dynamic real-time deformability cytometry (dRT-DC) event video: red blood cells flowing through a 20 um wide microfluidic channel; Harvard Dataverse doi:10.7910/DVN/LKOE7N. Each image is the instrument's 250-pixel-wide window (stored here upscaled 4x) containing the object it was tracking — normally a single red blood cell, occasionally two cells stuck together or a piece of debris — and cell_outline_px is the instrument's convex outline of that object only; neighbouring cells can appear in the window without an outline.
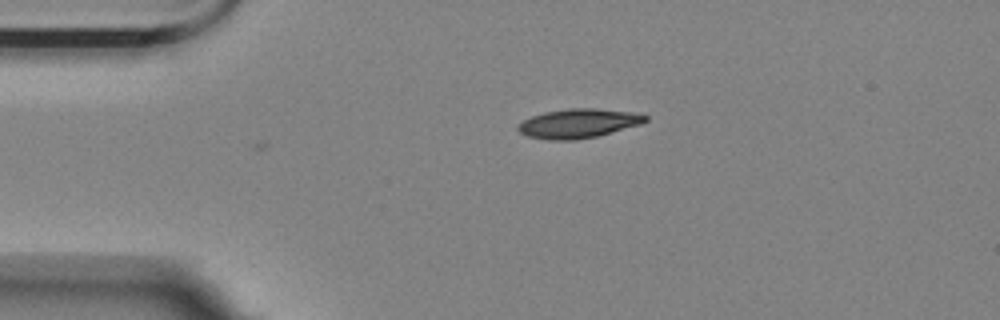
{"species": "Egyptian fruit bat (a non-hibernating species)", "species_latin": "Rousettus aegyptiacus", "temperature_condition": "room temperature", "stored_images_in_passage": 42, "camera_frame_rate_fps": 3000, "um_per_image_px": 0.085, "animal": {"sex": "female"}, "frame": {"image": 1, "passage_image": 1, "time_ms": 0.0, "image_size_px": [1000, 320], "cell_outline_px": [[648, 120], [640, 124], [596, 136], [576, 140], [548, 140], [528, 136], [520, 132], [516, 128], [524, 120], [532, 116], [544, 112], [568, 108], [596, 108], [632, 112], [648, 116]], "centroid_in_image_um": [49.15, 10.48], "position_along_channel_um": 35.8, "area_um2": 21.5}}
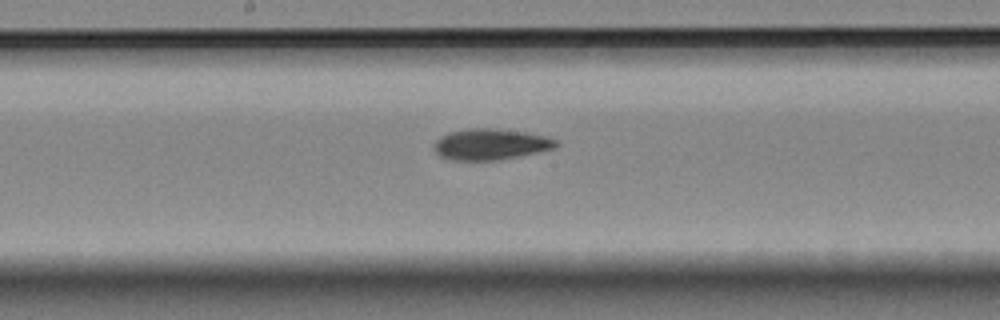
{"frame": {"image": 2, "passage_image": 18, "time_ms": 5.667, "image_size_px": [1000, 320], "cell_outline_px": [[556, 148], [496, 160], [452, 160], [440, 156], [436, 152], [436, 140], [440, 136], [452, 132], [468, 128], [488, 128], [524, 132], [556, 140]], "centroid_in_image_um": [41.65, 12.27], "position_along_channel_um": 206.5, "area_um2": 21.39}}
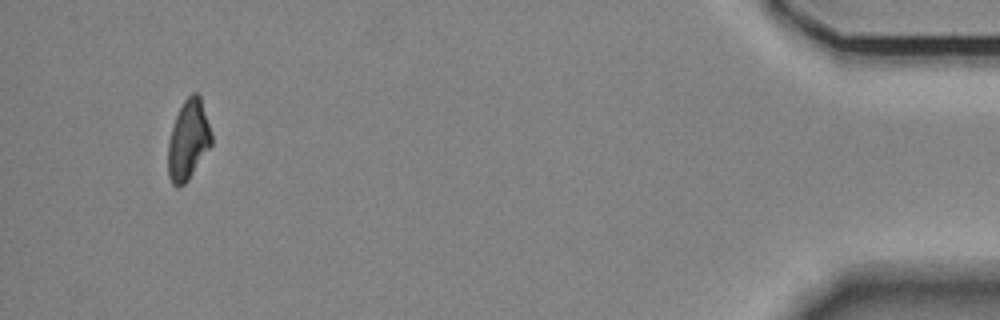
{"frame": {"image": 3, "passage_image": 42, "time_ms": 13.667, "image_size_px": [1000, 320], "cell_outline_px": [[212, 144], [188, 180], [184, 184], [176, 188], [172, 184], [168, 176], [168, 140], [176, 116], [184, 100], [192, 92], [196, 92], [200, 96], [212, 132]], "centroid_in_image_um": [16.0, 11.91], "position_along_channel_um": 419.2, "area_um2": 20.23}, "authors_computed_cell_mechanics": {"area_um2": 21.4149, "velocity_mm_per_s": 3.5834, "shape_relaxation_time_tau1_ms": 3.8227, "shape_relaxation_time_tau2_ms": 7.2182, "deformation_change_tau1": 0.1555, "deformation_change_tau2": 0.1521}}